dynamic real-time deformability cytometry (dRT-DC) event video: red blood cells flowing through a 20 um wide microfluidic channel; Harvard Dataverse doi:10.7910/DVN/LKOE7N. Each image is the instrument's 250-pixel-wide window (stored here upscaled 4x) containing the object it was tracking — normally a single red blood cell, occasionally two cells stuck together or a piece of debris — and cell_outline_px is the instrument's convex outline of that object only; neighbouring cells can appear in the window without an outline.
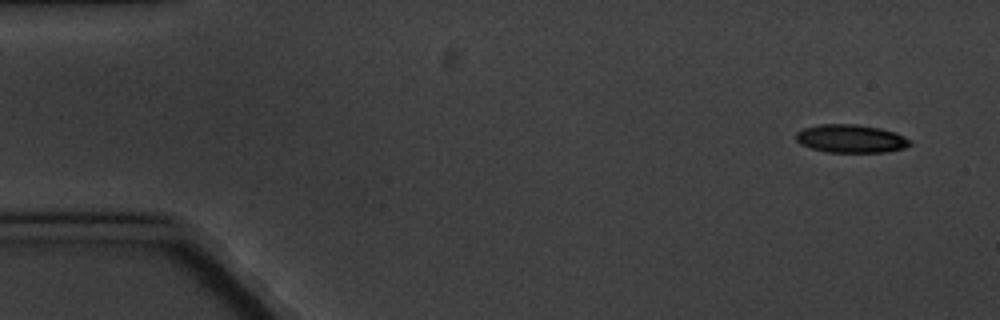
{"species": "common noctule bat (a hibernating species)", "species_latin": "Nyctalus noctula", "temperature_condition": "cold", "stored_images_in_passage": 6, "camera_frame_rate_fps": 3000, "um_per_image_px": 0.085, "animal": {"sex": "male", "body_mass_g": 20.1, "forearm_length_mm": 53.5}, "frame": {"image": 1, "passage_image": 1, "time_ms": 0.0, "image_size_px": [1000, 320], "cell_outline_px": [[912, 144], [904, 148], [884, 152], [828, 152], [812, 148], [800, 144], [796, 140], [796, 132], [804, 128], [820, 124], [856, 124], [880, 128], [896, 132], [912, 140]], "centroid_in_image_um": [72.35, 11.78], "position_along_channel_um": 12.7, "area_um2": 18.79}}
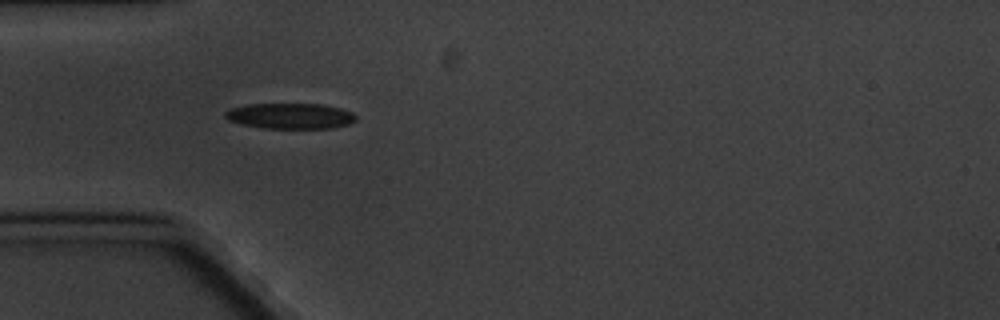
{"frame": {"image": 2, "passage_image": 5, "time_ms": 4.667, "image_size_px": [1000, 320], "cell_outline_px": [[356, 120], [348, 124], [332, 128], [264, 128], [244, 124], [228, 120], [224, 116], [224, 112], [228, 108], [248, 104], [324, 104], [340, 108], [352, 112], [356, 116]], "centroid_in_image_um": [24.66, 9.85], "position_along_channel_um": 60.3, "area_um2": 19.54}}